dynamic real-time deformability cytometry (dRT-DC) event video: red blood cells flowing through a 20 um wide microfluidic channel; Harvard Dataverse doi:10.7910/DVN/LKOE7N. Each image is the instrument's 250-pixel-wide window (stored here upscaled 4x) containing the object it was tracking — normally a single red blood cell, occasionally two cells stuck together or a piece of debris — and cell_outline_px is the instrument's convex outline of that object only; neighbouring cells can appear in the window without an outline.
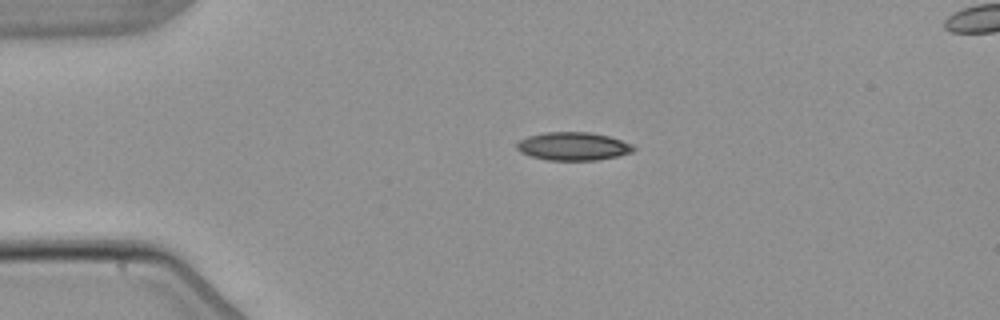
{"species": "common noctule bat (a hibernating species)", "species_latin": "Nyctalus noctula", "temperature_condition": "warm", "stored_images_in_passage": 3, "segment_of_instrument_passage": [1, 2], "camera_frame_rate_fps": 3000, "um_per_image_px": 0.085, "animal": {"sex": "male", "body_mass_g": 21.5, "forearm_length_mm": 52.0}, "frame": {"image": 1, "passage_image": 1, "time_ms": 0.0, "image_size_px": [1000, 320], "cell_outline_px": [[636, 148], [632, 152], [616, 156], [596, 160], [548, 160], [532, 156], [520, 152], [516, 148], [516, 144], [520, 140], [528, 136], [544, 132], [592, 132], [608, 136], [632, 144]], "centroid_in_image_um": [48.71, 12.43], "position_along_channel_um": 36.3, "area_um2": 19.07}}